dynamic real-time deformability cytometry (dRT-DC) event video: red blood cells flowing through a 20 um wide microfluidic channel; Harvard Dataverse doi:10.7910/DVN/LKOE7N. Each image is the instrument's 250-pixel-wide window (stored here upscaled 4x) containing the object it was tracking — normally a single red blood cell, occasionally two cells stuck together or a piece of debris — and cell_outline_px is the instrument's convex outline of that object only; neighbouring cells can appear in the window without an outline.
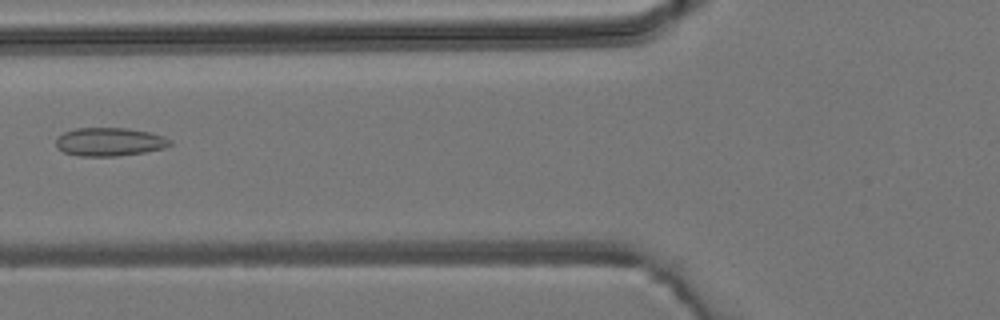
{"species": "common noctule bat (a hibernating species)", "species_latin": "Nyctalus noctula", "temperature_condition": "room temperature", "stored_images_in_passage": 7, "camera_frame_rate_fps": 3000, "um_per_image_px": 0.085, "animal": {"sex": "male", "body_mass_g": 19.2, "forearm_length_mm": 51.8}, "frame": {"image": 1, "passage_image": 6, "time_ms": 5.667, "image_size_px": [1000, 320], "cell_outline_px": [[172, 144], [164, 148], [144, 152], [116, 156], [80, 156], [64, 152], [56, 148], [56, 140], [64, 132], [76, 128], [128, 128], [148, 132], [164, 136], [172, 140]], "centroid_in_image_um": [9.32, 12.05], "position_along_channel_um": 116.5, "area_um2": 18.84}}
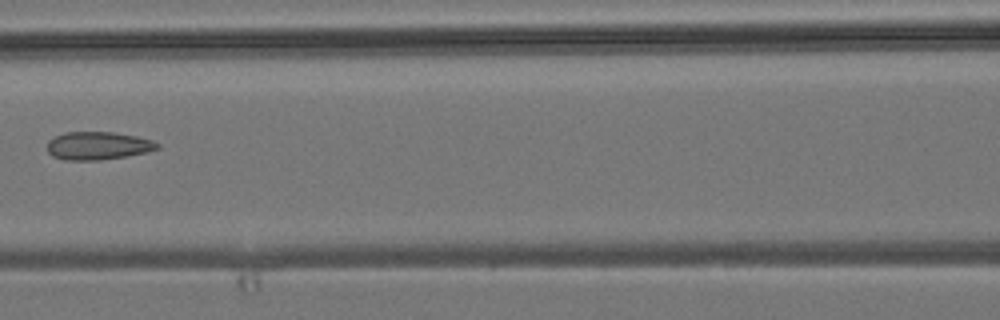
{"frame": {"image": 2, "passage_image": 7, "time_ms": 6.667, "image_size_px": [1000, 320], "cell_outline_px": [[160, 148], [148, 152], [128, 156], [100, 160], [64, 160], [52, 156], [48, 152], [48, 140], [64, 132], [112, 132], [136, 136], [152, 140], [160, 144]], "centroid_in_image_um": [8.34, 12.39], "position_along_channel_um": 158.3, "area_um2": 18.09}}